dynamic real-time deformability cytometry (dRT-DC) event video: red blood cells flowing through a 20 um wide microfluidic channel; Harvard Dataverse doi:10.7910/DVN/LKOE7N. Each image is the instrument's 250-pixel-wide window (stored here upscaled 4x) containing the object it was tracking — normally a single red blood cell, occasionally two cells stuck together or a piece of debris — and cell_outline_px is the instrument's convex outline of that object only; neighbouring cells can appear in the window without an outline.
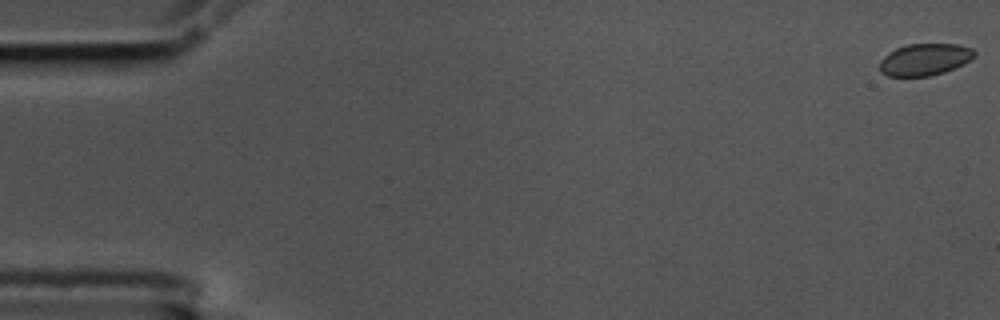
{"species": "common noctule bat (a hibernating species)", "species_latin": "Nyctalus noctula", "temperature_condition": "cold", "stored_images_in_passage": 59, "camera_frame_rate_fps": 3000, "um_per_image_px": 0.085, "animal": {"sex": "male", "body_mass_g": 17.5, "forearm_length_mm": 52.3}, "frame": {"image": 1, "passage_image": 1, "time_ms": 0.0, "image_size_px": [1000, 320], "cell_outline_px": [[976, 56], [964, 64], [944, 72], [928, 76], [888, 76], [880, 72], [880, 60], [888, 52], [896, 48], [908, 44], [960, 44], [972, 48], [976, 52]], "centroid_in_image_um": [78.62, 5.05], "position_along_channel_um": 6.4, "area_um2": 17.74}}
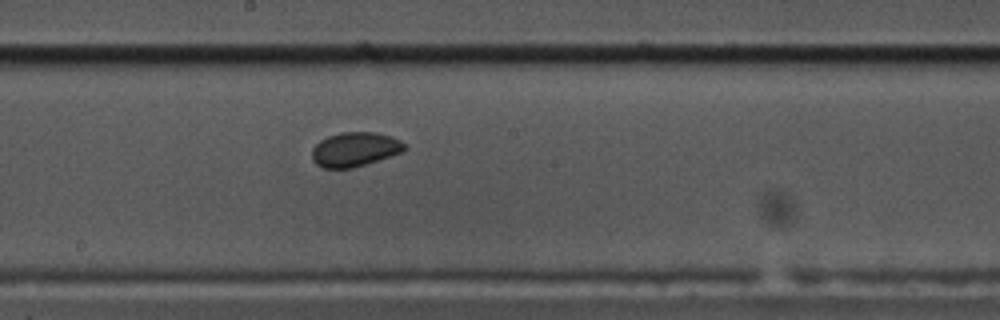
{"frame": {"image": 2, "passage_image": 32, "time_ms": 10.333, "image_size_px": [1000, 320], "cell_outline_px": [[408, 148], [404, 152], [352, 168], [324, 168], [316, 164], [312, 160], [312, 148], [320, 140], [328, 136], [340, 132], [376, 132], [392, 136], [400, 140]], "centroid_in_image_um": [30.18, 12.69], "position_along_channel_um": 218.0, "area_um2": 18.67}}
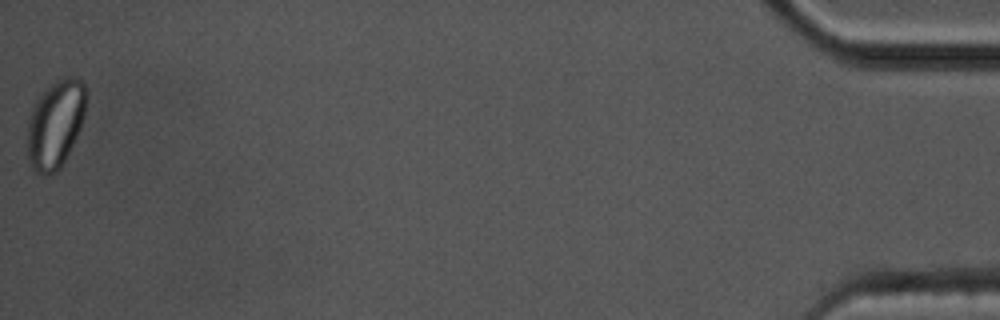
{"frame": {"image": 3, "passage_image": 59, "time_ms": 19.333, "image_size_px": [1000, 320], "cell_outline_px": [[88, 92], [84, 116], [80, 128], [60, 168], [56, 172], [48, 176], [44, 176], [36, 172], [32, 168], [28, 160], [28, 120], [32, 108], [36, 100], [56, 80], [68, 76], [72, 76], [80, 80], [84, 84]], "centroid_in_image_um": [4.72, 10.55], "position_along_channel_um": 430.5, "area_um2": 30.0}, "authors_computed_cell_mechanics": {"area_um2": 18.6116, "velocity_mm_per_s": 3.4457, "shape_relaxation_time_tau1_ms": 2.9535, "shape_relaxation_time_tau2_ms": null, "deformation_change_tau1": 0.0476, "deformation_change_tau2": null}}